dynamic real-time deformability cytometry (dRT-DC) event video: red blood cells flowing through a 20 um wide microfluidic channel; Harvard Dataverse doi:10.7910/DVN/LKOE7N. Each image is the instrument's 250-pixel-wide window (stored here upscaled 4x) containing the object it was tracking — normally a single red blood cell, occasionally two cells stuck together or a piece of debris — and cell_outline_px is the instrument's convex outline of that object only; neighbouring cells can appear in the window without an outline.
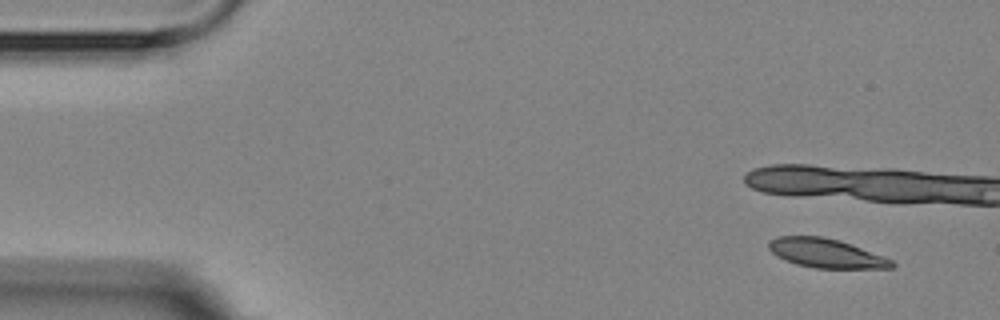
{"species": "Egyptian fruit bat (a non-hibernating species)", "species_latin": "Rousettus aegyptiacus", "temperature_condition": "room temperature", "stored_images_in_passage": 12, "segment_of_instrument_passage": [1, 2], "camera_frame_rate_fps": 3000, "um_per_image_px": 0.085, "animal": {"sex": "female"}, "frame": {"image": 1, "passage_image": 1, "time_ms": 0.0, "image_size_px": [1000, 320], "cell_outline_px": [[896, 264], [892, 268], [816, 268], [796, 264], [776, 256], [768, 248], [768, 240], [776, 236], [824, 236], [840, 240], [884, 256], [892, 260]], "centroid_in_image_um": [70.2, 21.51], "position_along_channel_um": 14.8, "area_um2": 20.98}}
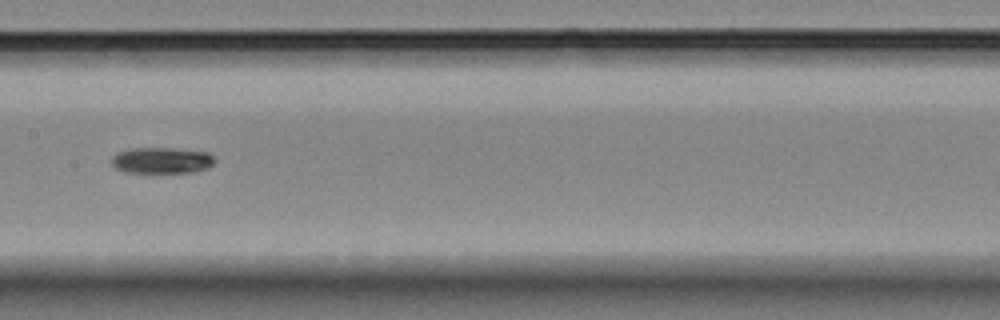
{"frame": {"image": 2, "passage_image": 8, "time_ms": 9.667, "image_size_px": [1000, 320], "cell_outline_px": [[216, 160], [208, 168], [196, 172], [124, 172], [116, 168], [112, 164], [112, 156], [116, 152], [128, 148], [172, 148], [208, 152]], "centroid_in_image_um": [13.73, 13.62], "position_along_channel_um": 193.7, "area_um2": 15.78}}
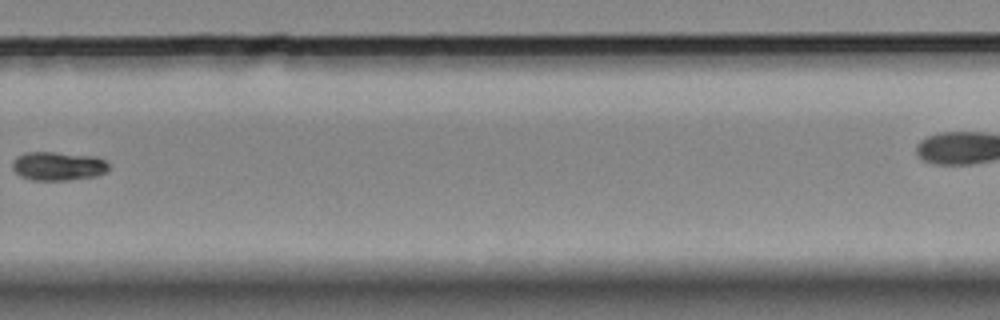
{"frame": {"image": 3, "passage_image": 11, "time_ms": 13.333, "image_size_px": [1000, 320], "cell_outline_px": [[108, 168], [104, 172], [96, 176], [68, 180], [32, 180], [20, 176], [12, 168], [12, 160], [16, 156], [24, 152], [52, 152], [92, 156], [104, 160], [108, 164]], "centroid_in_image_um": [4.87, 14.11], "position_along_channel_um": 324.9, "area_um2": 16.07}}